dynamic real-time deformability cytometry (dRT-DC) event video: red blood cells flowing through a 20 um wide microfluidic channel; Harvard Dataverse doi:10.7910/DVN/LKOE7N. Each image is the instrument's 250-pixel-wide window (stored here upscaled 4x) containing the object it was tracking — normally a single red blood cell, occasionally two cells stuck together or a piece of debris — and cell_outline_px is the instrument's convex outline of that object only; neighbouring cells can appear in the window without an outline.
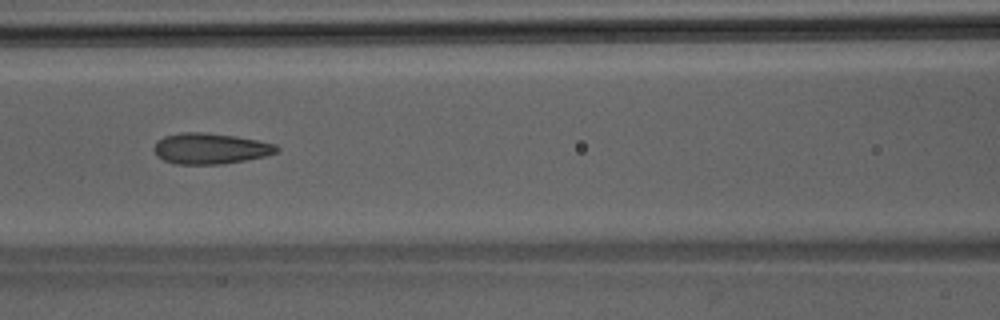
{"species": "Egyptian fruit bat (a non-hibernating species)", "species_latin": "Rousettus aegyptiacus", "temperature_condition": "room temperature", "stored_images_in_passage": 44, "camera_frame_rate_fps": 3000, "um_per_image_px": 0.085, "animal": {"sex": "male"}, "frame": {"image": 1, "passage_image": 21, "time_ms": 6.667, "image_size_px": [1000, 320], "cell_outline_px": [[280, 152], [264, 156], [224, 164], [176, 164], [164, 160], [156, 156], [152, 148], [156, 140], [164, 136], [180, 132], [204, 132], [236, 136], [276, 144], [280, 148]], "centroid_in_image_um": [17.85, 12.62], "position_along_channel_um": 148.7, "area_um2": 22.31}}
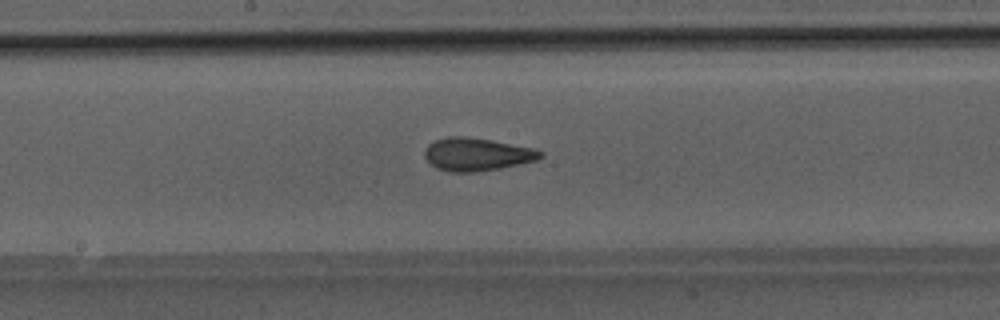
{"frame": {"image": 2, "passage_image": 25, "time_ms": 8.0, "image_size_px": [1000, 320], "cell_outline_px": [[544, 156], [536, 160], [500, 168], [472, 172], [448, 172], [436, 168], [424, 156], [424, 152], [428, 144], [436, 140], [448, 136], [464, 136], [492, 140], [536, 148], [544, 152]], "centroid_in_image_um": [40.55, 13.11], "position_along_channel_um": 207.6, "area_um2": 22.25}}
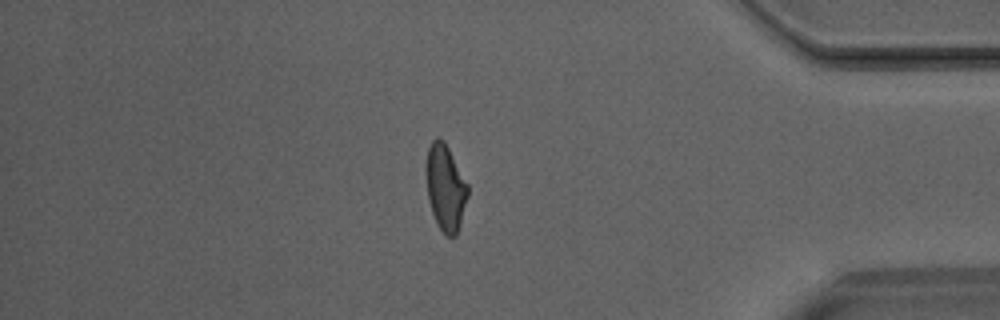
{"frame": {"image": 3, "passage_image": 40, "time_ms": 13.0, "image_size_px": [1000, 320], "cell_outline_px": [[468, 196], [460, 224], [456, 236], [448, 236], [440, 228], [432, 212], [428, 200], [424, 164], [428, 148], [432, 140], [436, 136], [444, 140], [468, 184]], "centroid_in_image_um": [37.84, 15.89], "position_along_channel_um": 397.4, "area_um2": 21.04}}